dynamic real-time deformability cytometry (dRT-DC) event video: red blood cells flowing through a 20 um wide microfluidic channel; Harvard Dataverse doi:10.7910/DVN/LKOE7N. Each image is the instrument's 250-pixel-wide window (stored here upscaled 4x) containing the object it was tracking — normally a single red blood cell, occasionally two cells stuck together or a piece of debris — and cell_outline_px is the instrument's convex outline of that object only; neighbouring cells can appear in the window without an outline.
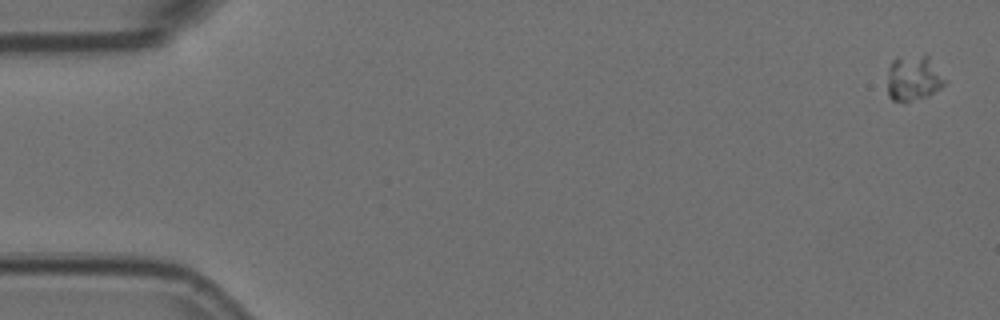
{"species": "Egyptian fruit bat (a non-hibernating species)", "species_latin": "Rousettus aegyptiacus", "temperature_condition": "room temperature", "stored_images_in_passage": 7, "camera_frame_rate_fps": 3000, "um_per_image_px": 0.085, "animal": {"sex": "female"}, "frame": {"image": 1, "passage_image": 1, "time_ms": 0.0, "image_size_px": [1000, 320], "cell_outline_px": [[948, 80], [940, 88], [928, 96], [904, 104], [892, 100], [888, 96], [888, 68], [892, 60], [896, 56], [928, 56]], "centroid_in_image_um": [77.63, 6.67], "position_along_channel_um": 7.4, "area_um2": 15.55}}
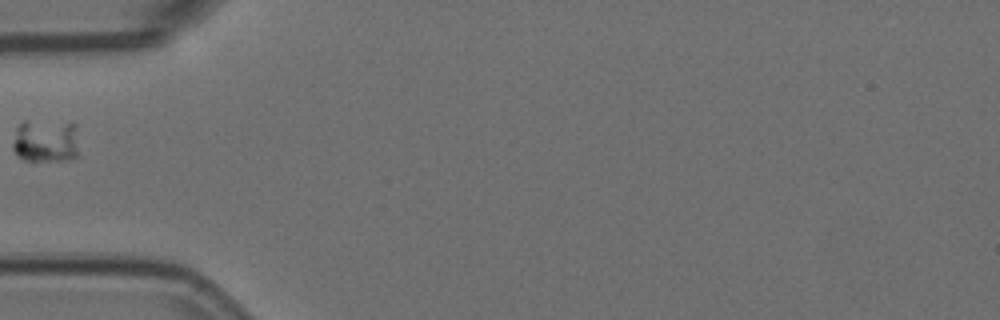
{"frame": {"image": 2, "passage_image": 6, "time_ms": 1.667, "image_size_px": [1000, 320], "cell_outline_px": [[76, 156], [64, 160], [24, 160], [12, 148], [12, 144], [16, 128], [24, 120], [28, 120], [76, 124]], "centroid_in_image_um": [3.84, 11.96], "position_along_channel_um": 81.2, "area_um2": 16.42}}
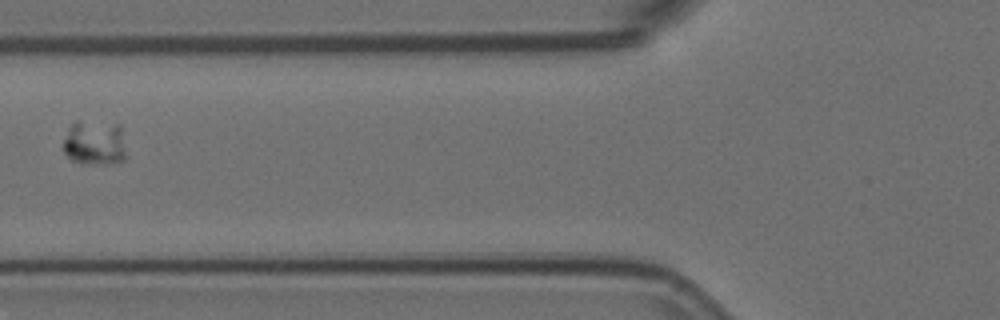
{"frame": {"image": 3, "passage_image": 7, "time_ms": 2.0, "image_size_px": [1000, 320], "cell_outline_px": [[124, 160], [108, 164], [80, 164], [72, 160], [64, 152], [64, 140], [68, 128], [76, 120], [120, 124], [124, 152]], "centroid_in_image_um": [8.01, 12.14], "position_along_channel_um": 117.8, "area_um2": 16.47}}